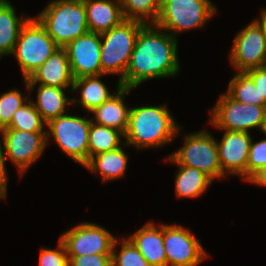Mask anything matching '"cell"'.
<instances>
[{
	"label": "cell",
	"mask_w": 266,
	"mask_h": 266,
	"mask_svg": "<svg viewBox=\"0 0 266 266\" xmlns=\"http://www.w3.org/2000/svg\"><path fill=\"white\" fill-rule=\"evenodd\" d=\"M177 45V38L169 32H163L155 24H145L119 82L121 87L133 89L152 78L175 76L180 70Z\"/></svg>",
	"instance_id": "obj_1"
},
{
	"label": "cell",
	"mask_w": 266,
	"mask_h": 266,
	"mask_svg": "<svg viewBox=\"0 0 266 266\" xmlns=\"http://www.w3.org/2000/svg\"><path fill=\"white\" fill-rule=\"evenodd\" d=\"M179 130L166 105L131 107L122 145H134L137 149L160 147L171 142Z\"/></svg>",
	"instance_id": "obj_2"
},
{
	"label": "cell",
	"mask_w": 266,
	"mask_h": 266,
	"mask_svg": "<svg viewBox=\"0 0 266 266\" xmlns=\"http://www.w3.org/2000/svg\"><path fill=\"white\" fill-rule=\"evenodd\" d=\"M36 19L60 48L89 32L83 0L51 1Z\"/></svg>",
	"instance_id": "obj_3"
},
{
	"label": "cell",
	"mask_w": 266,
	"mask_h": 266,
	"mask_svg": "<svg viewBox=\"0 0 266 266\" xmlns=\"http://www.w3.org/2000/svg\"><path fill=\"white\" fill-rule=\"evenodd\" d=\"M145 24L134 20H123L119 25L100 33L101 75L120 74L123 79L140 29Z\"/></svg>",
	"instance_id": "obj_4"
},
{
	"label": "cell",
	"mask_w": 266,
	"mask_h": 266,
	"mask_svg": "<svg viewBox=\"0 0 266 266\" xmlns=\"http://www.w3.org/2000/svg\"><path fill=\"white\" fill-rule=\"evenodd\" d=\"M59 48L36 17H30L20 30L12 55L25 80Z\"/></svg>",
	"instance_id": "obj_5"
},
{
	"label": "cell",
	"mask_w": 266,
	"mask_h": 266,
	"mask_svg": "<svg viewBox=\"0 0 266 266\" xmlns=\"http://www.w3.org/2000/svg\"><path fill=\"white\" fill-rule=\"evenodd\" d=\"M216 10L210 0H160V13L155 25L176 38L177 32L204 26Z\"/></svg>",
	"instance_id": "obj_6"
},
{
	"label": "cell",
	"mask_w": 266,
	"mask_h": 266,
	"mask_svg": "<svg viewBox=\"0 0 266 266\" xmlns=\"http://www.w3.org/2000/svg\"><path fill=\"white\" fill-rule=\"evenodd\" d=\"M184 138V145L172 153L168 160L173 164L196 168L212 180L223 177L214 137L202 130L187 134Z\"/></svg>",
	"instance_id": "obj_7"
},
{
	"label": "cell",
	"mask_w": 266,
	"mask_h": 266,
	"mask_svg": "<svg viewBox=\"0 0 266 266\" xmlns=\"http://www.w3.org/2000/svg\"><path fill=\"white\" fill-rule=\"evenodd\" d=\"M210 113V122L216 129L249 132L258 128L262 131L266 106L241 103L226 93L220 96Z\"/></svg>",
	"instance_id": "obj_8"
},
{
	"label": "cell",
	"mask_w": 266,
	"mask_h": 266,
	"mask_svg": "<svg viewBox=\"0 0 266 266\" xmlns=\"http://www.w3.org/2000/svg\"><path fill=\"white\" fill-rule=\"evenodd\" d=\"M91 118L85 119L68 114L52 119L46 124L49 131L46 132V142L50 135L72 160L84 166L88 162V135Z\"/></svg>",
	"instance_id": "obj_9"
},
{
	"label": "cell",
	"mask_w": 266,
	"mask_h": 266,
	"mask_svg": "<svg viewBox=\"0 0 266 266\" xmlns=\"http://www.w3.org/2000/svg\"><path fill=\"white\" fill-rule=\"evenodd\" d=\"M0 134L5 159L11 160L21 175L42 155L47 145L46 132L2 129Z\"/></svg>",
	"instance_id": "obj_10"
},
{
	"label": "cell",
	"mask_w": 266,
	"mask_h": 266,
	"mask_svg": "<svg viewBox=\"0 0 266 266\" xmlns=\"http://www.w3.org/2000/svg\"><path fill=\"white\" fill-rule=\"evenodd\" d=\"M115 237L100 225L85 222L63 233V242L68 256L112 254Z\"/></svg>",
	"instance_id": "obj_11"
},
{
	"label": "cell",
	"mask_w": 266,
	"mask_h": 266,
	"mask_svg": "<svg viewBox=\"0 0 266 266\" xmlns=\"http://www.w3.org/2000/svg\"><path fill=\"white\" fill-rule=\"evenodd\" d=\"M163 243L167 266H196L207 252L189 229L176 225H163Z\"/></svg>",
	"instance_id": "obj_12"
},
{
	"label": "cell",
	"mask_w": 266,
	"mask_h": 266,
	"mask_svg": "<svg viewBox=\"0 0 266 266\" xmlns=\"http://www.w3.org/2000/svg\"><path fill=\"white\" fill-rule=\"evenodd\" d=\"M234 39L229 57L237 72L266 66V41L255 20L241 29Z\"/></svg>",
	"instance_id": "obj_13"
},
{
	"label": "cell",
	"mask_w": 266,
	"mask_h": 266,
	"mask_svg": "<svg viewBox=\"0 0 266 266\" xmlns=\"http://www.w3.org/2000/svg\"><path fill=\"white\" fill-rule=\"evenodd\" d=\"M74 79L101 75L100 33L87 32L64 47Z\"/></svg>",
	"instance_id": "obj_14"
},
{
	"label": "cell",
	"mask_w": 266,
	"mask_h": 266,
	"mask_svg": "<svg viewBox=\"0 0 266 266\" xmlns=\"http://www.w3.org/2000/svg\"><path fill=\"white\" fill-rule=\"evenodd\" d=\"M221 141L216 140L223 177L226 172L247 180V163L252 137L249 132L224 130Z\"/></svg>",
	"instance_id": "obj_15"
},
{
	"label": "cell",
	"mask_w": 266,
	"mask_h": 266,
	"mask_svg": "<svg viewBox=\"0 0 266 266\" xmlns=\"http://www.w3.org/2000/svg\"><path fill=\"white\" fill-rule=\"evenodd\" d=\"M26 88L33 90L37 84L57 88L73 87L74 78L64 48L56 50L29 78L24 80Z\"/></svg>",
	"instance_id": "obj_16"
},
{
	"label": "cell",
	"mask_w": 266,
	"mask_h": 266,
	"mask_svg": "<svg viewBox=\"0 0 266 266\" xmlns=\"http://www.w3.org/2000/svg\"><path fill=\"white\" fill-rule=\"evenodd\" d=\"M131 90L133 89L121 87V85L118 84L117 93H113L107 101L91 111L94 116L91 118V121L118 129L125 134L128 128L131 108L126 107L123 99Z\"/></svg>",
	"instance_id": "obj_17"
},
{
	"label": "cell",
	"mask_w": 266,
	"mask_h": 266,
	"mask_svg": "<svg viewBox=\"0 0 266 266\" xmlns=\"http://www.w3.org/2000/svg\"><path fill=\"white\" fill-rule=\"evenodd\" d=\"M128 239L151 266H167L163 243V224L158 228L154 223L148 222Z\"/></svg>",
	"instance_id": "obj_18"
},
{
	"label": "cell",
	"mask_w": 266,
	"mask_h": 266,
	"mask_svg": "<svg viewBox=\"0 0 266 266\" xmlns=\"http://www.w3.org/2000/svg\"><path fill=\"white\" fill-rule=\"evenodd\" d=\"M89 32L103 33L124 19L120 0H83Z\"/></svg>",
	"instance_id": "obj_19"
},
{
	"label": "cell",
	"mask_w": 266,
	"mask_h": 266,
	"mask_svg": "<svg viewBox=\"0 0 266 266\" xmlns=\"http://www.w3.org/2000/svg\"><path fill=\"white\" fill-rule=\"evenodd\" d=\"M30 17L18 18L8 0H0V58L12 55L23 25Z\"/></svg>",
	"instance_id": "obj_20"
},
{
	"label": "cell",
	"mask_w": 266,
	"mask_h": 266,
	"mask_svg": "<svg viewBox=\"0 0 266 266\" xmlns=\"http://www.w3.org/2000/svg\"><path fill=\"white\" fill-rule=\"evenodd\" d=\"M127 160V153L120 146L114 150L92 156L83 167L92 173H100L104 182L123 177L127 167Z\"/></svg>",
	"instance_id": "obj_21"
},
{
	"label": "cell",
	"mask_w": 266,
	"mask_h": 266,
	"mask_svg": "<svg viewBox=\"0 0 266 266\" xmlns=\"http://www.w3.org/2000/svg\"><path fill=\"white\" fill-rule=\"evenodd\" d=\"M64 89L39 84L37 92V102L32 101L35 109L40 113L41 118L47 124L66 112V106L72 103V99H68Z\"/></svg>",
	"instance_id": "obj_22"
},
{
	"label": "cell",
	"mask_w": 266,
	"mask_h": 266,
	"mask_svg": "<svg viewBox=\"0 0 266 266\" xmlns=\"http://www.w3.org/2000/svg\"><path fill=\"white\" fill-rule=\"evenodd\" d=\"M103 75L86 76L74 79L72 92L77 91L81 87V98L72 99V103H79L88 112L93 111L113 94L108 91L106 85L99 79Z\"/></svg>",
	"instance_id": "obj_23"
},
{
	"label": "cell",
	"mask_w": 266,
	"mask_h": 266,
	"mask_svg": "<svg viewBox=\"0 0 266 266\" xmlns=\"http://www.w3.org/2000/svg\"><path fill=\"white\" fill-rule=\"evenodd\" d=\"M178 166L175 193L180 198L199 197L213 182L209 176L196 168L184 165Z\"/></svg>",
	"instance_id": "obj_24"
},
{
	"label": "cell",
	"mask_w": 266,
	"mask_h": 266,
	"mask_svg": "<svg viewBox=\"0 0 266 266\" xmlns=\"http://www.w3.org/2000/svg\"><path fill=\"white\" fill-rule=\"evenodd\" d=\"M123 137L124 134L118 129L91 121L88 135V161L94 155L119 148Z\"/></svg>",
	"instance_id": "obj_25"
},
{
	"label": "cell",
	"mask_w": 266,
	"mask_h": 266,
	"mask_svg": "<svg viewBox=\"0 0 266 266\" xmlns=\"http://www.w3.org/2000/svg\"><path fill=\"white\" fill-rule=\"evenodd\" d=\"M120 4L124 19L155 24L159 17L160 0H120Z\"/></svg>",
	"instance_id": "obj_26"
},
{
	"label": "cell",
	"mask_w": 266,
	"mask_h": 266,
	"mask_svg": "<svg viewBox=\"0 0 266 266\" xmlns=\"http://www.w3.org/2000/svg\"><path fill=\"white\" fill-rule=\"evenodd\" d=\"M227 93L236 101L245 104L266 106L264 99H260V92L254 82L244 73L237 74L230 80Z\"/></svg>",
	"instance_id": "obj_27"
},
{
	"label": "cell",
	"mask_w": 266,
	"mask_h": 266,
	"mask_svg": "<svg viewBox=\"0 0 266 266\" xmlns=\"http://www.w3.org/2000/svg\"><path fill=\"white\" fill-rule=\"evenodd\" d=\"M44 121L40 113L35 109L32 100L29 99L27 103L23 104L14 113L11 123L3 129H17L28 132H45L43 130Z\"/></svg>",
	"instance_id": "obj_28"
},
{
	"label": "cell",
	"mask_w": 266,
	"mask_h": 266,
	"mask_svg": "<svg viewBox=\"0 0 266 266\" xmlns=\"http://www.w3.org/2000/svg\"><path fill=\"white\" fill-rule=\"evenodd\" d=\"M118 242L119 241L115 239L112 247V266H151L140 254L134 244L127 238L122 240L121 251L117 253L115 247Z\"/></svg>",
	"instance_id": "obj_29"
},
{
	"label": "cell",
	"mask_w": 266,
	"mask_h": 266,
	"mask_svg": "<svg viewBox=\"0 0 266 266\" xmlns=\"http://www.w3.org/2000/svg\"><path fill=\"white\" fill-rule=\"evenodd\" d=\"M29 99L27 96L24 98L18 90H11L0 96V130L11 123L17 109Z\"/></svg>",
	"instance_id": "obj_30"
},
{
	"label": "cell",
	"mask_w": 266,
	"mask_h": 266,
	"mask_svg": "<svg viewBox=\"0 0 266 266\" xmlns=\"http://www.w3.org/2000/svg\"><path fill=\"white\" fill-rule=\"evenodd\" d=\"M266 167V138L250 145L247 163V181L260 169Z\"/></svg>",
	"instance_id": "obj_31"
},
{
	"label": "cell",
	"mask_w": 266,
	"mask_h": 266,
	"mask_svg": "<svg viewBox=\"0 0 266 266\" xmlns=\"http://www.w3.org/2000/svg\"><path fill=\"white\" fill-rule=\"evenodd\" d=\"M39 266H69L67 251L60 239L57 249H41Z\"/></svg>",
	"instance_id": "obj_32"
},
{
	"label": "cell",
	"mask_w": 266,
	"mask_h": 266,
	"mask_svg": "<svg viewBox=\"0 0 266 266\" xmlns=\"http://www.w3.org/2000/svg\"><path fill=\"white\" fill-rule=\"evenodd\" d=\"M69 266H112V254L68 256Z\"/></svg>",
	"instance_id": "obj_33"
},
{
	"label": "cell",
	"mask_w": 266,
	"mask_h": 266,
	"mask_svg": "<svg viewBox=\"0 0 266 266\" xmlns=\"http://www.w3.org/2000/svg\"><path fill=\"white\" fill-rule=\"evenodd\" d=\"M257 86L260 99L266 102V66L250 69L244 72Z\"/></svg>",
	"instance_id": "obj_34"
},
{
	"label": "cell",
	"mask_w": 266,
	"mask_h": 266,
	"mask_svg": "<svg viewBox=\"0 0 266 266\" xmlns=\"http://www.w3.org/2000/svg\"><path fill=\"white\" fill-rule=\"evenodd\" d=\"M1 141V140H0ZM3 147L0 142V199H5L7 194V172L5 167V156Z\"/></svg>",
	"instance_id": "obj_35"
},
{
	"label": "cell",
	"mask_w": 266,
	"mask_h": 266,
	"mask_svg": "<svg viewBox=\"0 0 266 266\" xmlns=\"http://www.w3.org/2000/svg\"><path fill=\"white\" fill-rule=\"evenodd\" d=\"M248 181L255 185L266 186V167L260 169Z\"/></svg>",
	"instance_id": "obj_36"
},
{
	"label": "cell",
	"mask_w": 266,
	"mask_h": 266,
	"mask_svg": "<svg viewBox=\"0 0 266 266\" xmlns=\"http://www.w3.org/2000/svg\"><path fill=\"white\" fill-rule=\"evenodd\" d=\"M260 20L255 19V21L260 25L264 39L266 41V13L262 10Z\"/></svg>",
	"instance_id": "obj_37"
},
{
	"label": "cell",
	"mask_w": 266,
	"mask_h": 266,
	"mask_svg": "<svg viewBox=\"0 0 266 266\" xmlns=\"http://www.w3.org/2000/svg\"><path fill=\"white\" fill-rule=\"evenodd\" d=\"M262 132L266 135V117H265V122L262 128Z\"/></svg>",
	"instance_id": "obj_38"
}]
</instances>
